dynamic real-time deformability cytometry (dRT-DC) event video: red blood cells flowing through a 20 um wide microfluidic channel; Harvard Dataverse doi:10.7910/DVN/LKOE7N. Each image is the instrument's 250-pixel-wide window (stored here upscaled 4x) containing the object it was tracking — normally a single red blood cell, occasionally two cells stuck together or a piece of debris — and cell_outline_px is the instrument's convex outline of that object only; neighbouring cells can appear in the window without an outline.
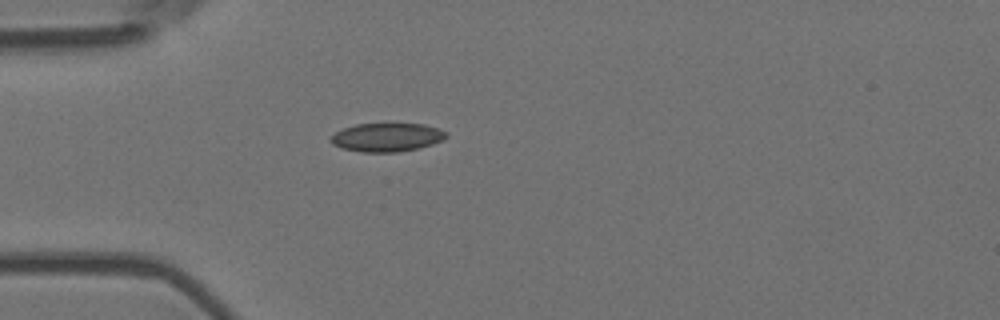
{"species": "Egyptian fruit bat (a non-hibernating species)", "species_latin": "Rousettus aegyptiacus", "temperature_condition": "room temperature", "stored_images_in_passage": 1, "camera_frame_rate_fps": 3000, "um_per_image_px": 0.085, "animal": {"sex": "female"}, "frame": {"image": 1, "passage_image": 1, "time_ms": 0.0, "image_size_px": [1000, 320], "cell_outline_px": [[448, 136], [444, 140], [420, 148], [400, 152], [360, 152], [344, 148], [332, 144], [328, 140], [336, 132], [344, 128], [356, 124], [424, 124], [440, 128], [448, 132]], "centroid_in_image_um": [32.94, 11.67], "position_along_channel_um": 52.1, "area_um2": 19.36}}